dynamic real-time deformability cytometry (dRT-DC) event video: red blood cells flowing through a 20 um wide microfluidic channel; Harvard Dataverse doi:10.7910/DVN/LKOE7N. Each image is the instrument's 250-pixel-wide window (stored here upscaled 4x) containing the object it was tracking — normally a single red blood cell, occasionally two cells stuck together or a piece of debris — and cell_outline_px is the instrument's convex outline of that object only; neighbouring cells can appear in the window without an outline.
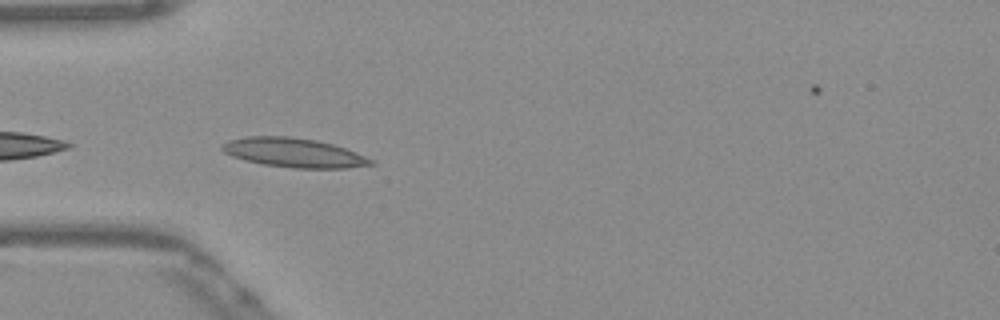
{"species": "Egyptian fruit bat (a non-hibernating species)", "species_latin": "Rousettus aegyptiacus", "temperature_condition": "warm", "stored_images_in_passage": 13, "camera_frame_rate_fps": 3000, "um_per_image_px": 0.085, "frame": {"image": 1, "passage_image": 1, "time_ms": 0.0, "image_size_px": [1000, 320], "cell_outline_px": [[376, 164], [348, 168], [296, 168], [264, 164], [244, 160], [232, 156], [224, 152], [220, 148], [228, 140], [248, 136], [288, 136], [316, 140], [332, 144], [344, 148], [376, 160]], "centroid_in_image_um": [25.0, 12.98], "position_along_channel_um": 60.0, "area_um2": 25.26}}
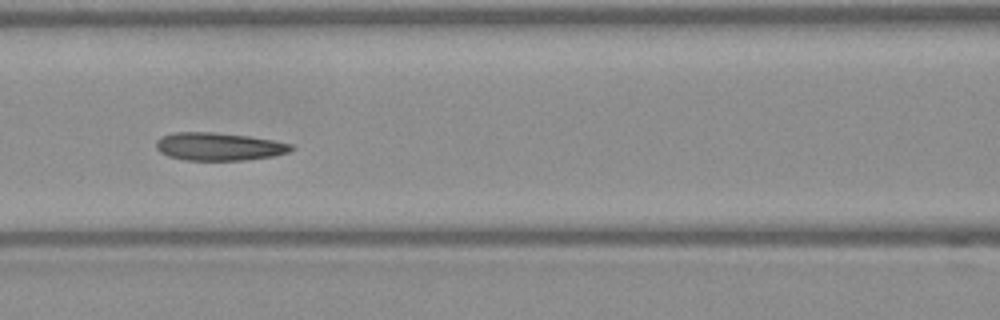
{"frame": {"image": 2, "passage_image": 8, "time_ms": 2.333, "image_size_px": [1000, 320], "cell_outline_px": [[296, 148], [288, 152], [272, 156], [244, 160], [184, 160], [168, 156], [160, 152], [156, 148], [156, 140], [160, 136], [172, 132], [212, 132], [248, 136], [272, 140], [292, 144]], "centroid_in_image_um": [18.57, 12.45], "position_along_channel_um": 148.0, "area_um2": 22.02}}
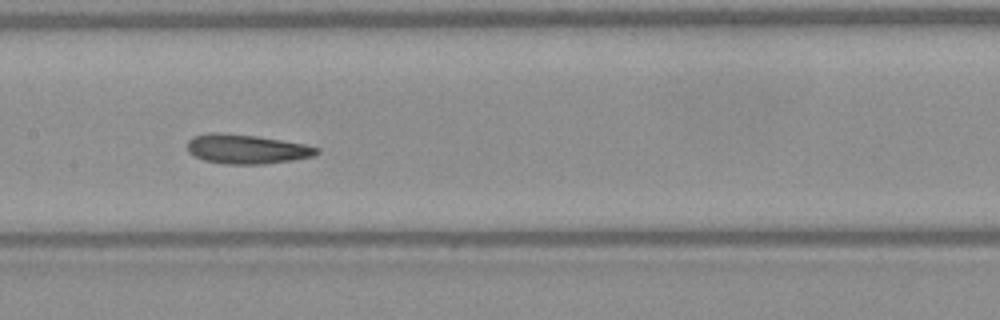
{"frame": {"image": 3, "passage_image": 11, "time_ms": 3.333, "image_size_px": [1000, 320], "cell_outline_px": [[320, 152], [312, 156], [292, 160], [264, 164], [228, 164], [204, 160], [188, 152], [188, 140], [192, 136], [208, 132], [220, 132], [256, 136], [304, 144], [320, 148]], "centroid_in_image_um": [20.94, 12.66], "position_along_channel_um": 186.5, "area_um2": 22.08}}